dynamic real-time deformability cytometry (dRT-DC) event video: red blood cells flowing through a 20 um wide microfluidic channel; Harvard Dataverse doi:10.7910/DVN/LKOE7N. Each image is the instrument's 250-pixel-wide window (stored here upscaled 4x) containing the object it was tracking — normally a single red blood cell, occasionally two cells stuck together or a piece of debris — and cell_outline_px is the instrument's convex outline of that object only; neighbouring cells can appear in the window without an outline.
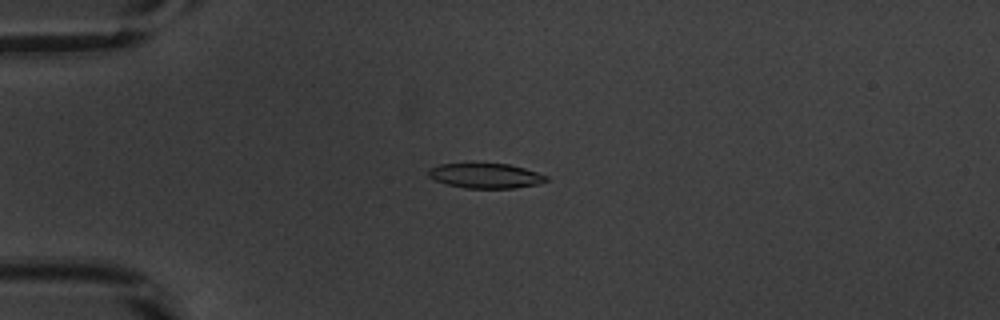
{"species": "common noctule bat (a hibernating species)", "species_latin": "Nyctalus noctula", "temperature_condition": "warm", "stored_images_in_passage": 51, "camera_frame_rate_fps": 3000, "um_per_image_px": 0.085, "animal": {"sex": "male", "body_mass_g": 20.1, "forearm_length_mm": 53.5}, "frame": {"image": 1, "passage_image": 12, "time_ms": 3.667, "image_size_px": [1000, 320], "cell_outline_px": [[548, 180], [540, 184], [516, 188], [464, 188], [448, 184], [436, 180], [428, 176], [428, 168], [440, 164], [508, 164], [524, 168], [548, 176]], "centroid_in_image_um": [41.3, 14.95], "position_along_channel_um": 43.7, "area_um2": 16.99}}
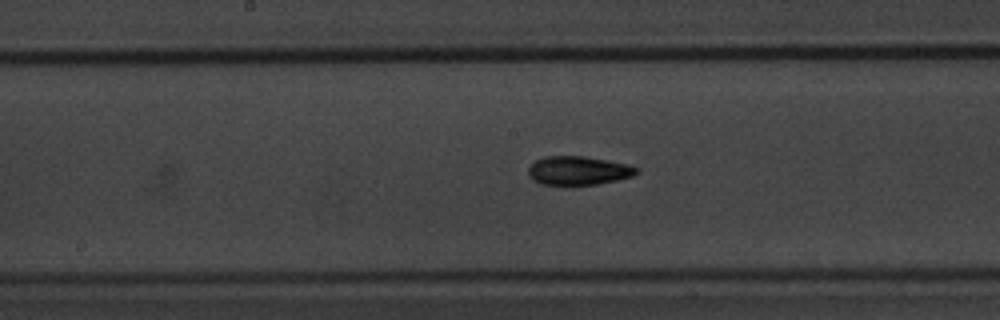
{"frame": {"image": 2, "passage_image": 26, "time_ms": 8.333, "image_size_px": [1000, 320], "cell_outline_px": [[640, 172], [632, 176], [616, 180], [596, 184], [540, 184], [532, 180], [528, 176], [528, 168], [536, 160], [544, 156], [584, 156], [608, 160], [628, 164], [640, 168]], "centroid_in_image_um": [49.17, 14.49], "position_along_channel_um": 199.0, "area_um2": 18.15}}
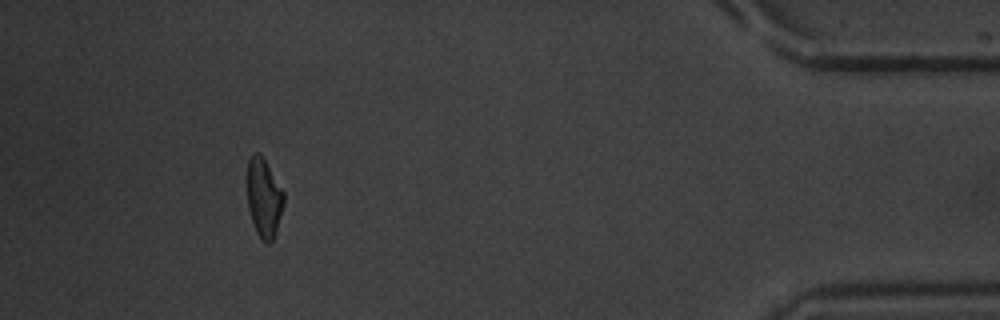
{"frame": {"image": 3, "passage_image": 47, "time_ms": 15.333, "image_size_px": [1000, 320], "cell_outline_px": [[284, 204], [276, 232], [272, 240], [268, 244], [256, 232], [248, 208], [248, 160], [252, 152], [260, 152], [284, 192]], "centroid_in_image_um": [22.44, 16.78], "position_along_channel_um": 412.8, "area_um2": 16.65}, "authors_computed_cell_mechanics": {"area_um2": 17.34, "velocity_mm_per_s": 3.8539, "shape_relaxation_time_tau1_ms": 4.8951, "shape_relaxation_time_tau2_ms": 2.7451, "deformation_change_tau1": 0.1775, "deformation_change_tau2": 0.0894}}